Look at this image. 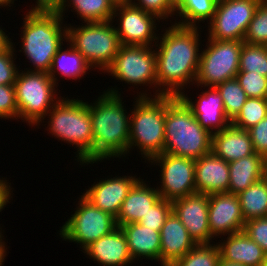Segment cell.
<instances>
[{
  "instance_id": "cell-42",
  "label": "cell",
  "mask_w": 267,
  "mask_h": 266,
  "mask_svg": "<svg viewBox=\"0 0 267 266\" xmlns=\"http://www.w3.org/2000/svg\"><path fill=\"white\" fill-rule=\"evenodd\" d=\"M248 131L255 152L267 160V116Z\"/></svg>"
},
{
  "instance_id": "cell-1",
  "label": "cell",
  "mask_w": 267,
  "mask_h": 266,
  "mask_svg": "<svg viewBox=\"0 0 267 266\" xmlns=\"http://www.w3.org/2000/svg\"><path fill=\"white\" fill-rule=\"evenodd\" d=\"M169 25L161 28V34L154 45L157 96L177 97L185 92L187 87H195L202 43L200 32L204 27L182 26L176 23Z\"/></svg>"
},
{
  "instance_id": "cell-8",
  "label": "cell",
  "mask_w": 267,
  "mask_h": 266,
  "mask_svg": "<svg viewBox=\"0 0 267 266\" xmlns=\"http://www.w3.org/2000/svg\"><path fill=\"white\" fill-rule=\"evenodd\" d=\"M113 24L112 21L67 24V41L98 73H104L112 64L121 46Z\"/></svg>"
},
{
  "instance_id": "cell-26",
  "label": "cell",
  "mask_w": 267,
  "mask_h": 266,
  "mask_svg": "<svg viewBox=\"0 0 267 266\" xmlns=\"http://www.w3.org/2000/svg\"><path fill=\"white\" fill-rule=\"evenodd\" d=\"M228 165V193L231 194H239L267 175V160L257 153L229 162Z\"/></svg>"
},
{
  "instance_id": "cell-30",
  "label": "cell",
  "mask_w": 267,
  "mask_h": 266,
  "mask_svg": "<svg viewBox=\"0 0 267 266\" xmlns=\"http://www.w3.org/2000/svg\"><path fill=\"white\" fill-rule=\"evenodd\" d=\"M237 195L245 222L267 217V175Z\"/></svg>"
},
{
  "instance_id": "cell-13",
  "label": "cell",
  "mask_w": 267,
  "mask_h": 266,
  "mask_svg": "<svg viewBox=\"0 0 267 266\" xmlns=\"http://www.w3.org/2000/svg\"><path fill=\"white\" fill-rule=\"evenodd\" d=\"M158 166L160 183L155 187L161 198L173 201L196 193L195 160L168 153H162L149 161Z\"/></svg>"
},
{
  "instance_id": "cell-10",
  "label": "cell",
  "mask_w": 267,
  "mask_h": 266,
  "mask_svg": "<svg viewBox=\"0 0 267 266\" xmlns=\"http://www.w3.org/2000/svg\"><path fill=\"white\" fill-rule=\"evenodd\" d=\"M77 199L74 213L60 227L59 236L64 241L80 245V251H83L118 226L114 216L94 206L83 195Z\"/></svg>"
},
{
  "instance_id": "cell-33",
  "label": "cell",
  "mask_w": 267,
  "mask_h": 266,
  "mask_svg": "<svg viewBox=\"0 0 267 266\" xmlns=\"http://www.w3.org/2000/svg\"><path fill=\"white\" fill-rule=\"evenodd\" d=\"M220 258V250L216 242L196 244L172 266H217Z\"/></svg>"
},
{
  "instance_id": "cell-49",
  "label": "cell",
  "mask_w": 267,
  "mask_h": 266,
  "mask_svg": "<svg viewBox=\"0 0 267 266\" xmlns=\"http://www.w3.org/2000/svg\"><path fill=\"white\" fill-rule=\"evenodd\" d=\"M114 6L130 4L132 0H110Z\"/></svg>"
},
{
  "instance_id": "cell-11",
  "label": "cell",
  "mask_w": 267,
  "mask_h": 266,
  "mask_svg": "<svg viewBox=\"0 0 267 266\" xmlns=\"http://www.w3.org/2000/svg\"><path fill=\"white\" fill-rule=\"evenodd\" d=\"M201 46L196 86L216 87L226 80L236 78L243 41L214 40L207 38Z\"/></svg>"
},
{
  "instance_id": "cell-36",
  "label": "cell",
  "mask_w": 267,
  "mask_h": 266,
  "mask_svg": "<svg viewBox=\"0 0 267 266\" xmlns=\"http://www.w3.org/2000/svg\"><path fill=\"white\" fill-rule=\"evenodd\" d=\"M236 79L248 98H267V77L251 71H239Z\"/></svg>"
},
{
  "instance_id": "cell-4",
  "label": "cell",
  "mask_w": 267,
  "mask_h": 266,
  "mask_svg": "<svg viewBox=\"0 0 267 266\" xmlns=\"http://www.w3.org/2000/svg\"><path fill=\"white\" fill-rule=\"evenodd\" d=\"M69 98L63 95L41 123H48L45 129L49 136L76 148V163H93V132L88 103L78 97Z\"/></svg>"
},
{
  "instance_id": "cell-44",
  "label": "cell",
  "mask_w": 267,
  "mask_h": 266,
  "mask_svg": "<svg viewBox=\"0 0 267 266\" xmlns=\"http://www.w3.org/2000/svg\"><path fill=\"white\" fill-rule=\"evenodd\" d=\"M9 182L10 181L7 180L6 178H3L2 176L0 177V212L3 211L4 208L6 206H8L7 204L12 202V200H13L14 188H12V186H11L12 184H11V182L10 183ZM2 231L5 232L2 229V226L0 225V233L1 234L3 233Z\"/></svg>"
},
{
  "instance_id": "cell-6",
  "label": "cell",
  "mask_w": 267,
  "mask_h": 266,
  "mask_svg": "<svg viewBox=\"0 0 267 266\" xmlns=\"http://www.w3.org/2000/svg\"><path fill=\"white\" fill-rule=\"evenodd\" d=\"M133 103L128 155H131L130 150L136 148L145 160L143 163L148 164L152 158L164 153L165 95L134 97Z\"/></svg>"
},
{
  "instance_id": "cell-22",
  "label": "cell",
  "mask_w": 267,
  "mask_h": 266,
  "mask_svg": "<svg viewBox=\"0 0 267 266\" xmlns=\"http://www.w3.org/2000/svg\"><path fill=\"white\" fill-rule=\"evenodd\" d=\"M148 183L146 179L140 178L129 191L116 218L118 227L138 223L142 216H145L150 208L161 199L158 189Z\"/></svg>"
},
{
  "instance_id": "cell-27",
  "label": "cell",
  "mask_w": 267,
  "mask_h": 266,
  "mask_svg": "<svg viewBox=\"0 0 267 266\" xmlns=\"http://www.w3.org/2000/svg\"><path fill=\"white\" fill-rule=\"evenodd\" d=\"M65 44H67V46H65ZM92 70L95 71L86 62L84 57L68 41H66L57 50L56 55L53 57L48 74L55 84L59 86L58 81H60L59 78L61 77L62 79H68V81L69 79H72L75 80V82L76 80H79L80 82L82 78H85L84 75Z\"/></svg>"
},
{
  "instance_id": "cell-32",
  "label": "cell",
  "mask_w": 267,
  "mask_h": 266,
  "mask_svg": "<svg viewBox=\"0 0 267 266\" xmlns=\"http://www.w3.org/2000/svg\"><path fill=\"white\" fill-rule=\"evenodd\" d=\"M239 71L252 72L267 77V46L243 42Z\"/></svg>"
},
{
  "instance_id": "cell-25",
  "label": "cell",
  "mask_w": 267,
  "mask_h": 266,
  "mask_svg": "<svg viewBox=\"0 0 267 266\" xmlns=\"http://www.w3.org/2000/svg\"><path fill=\"white\" fill-rule=\"evenodd\" d=\"M120 227L126 236L128 250L133 261L140 262L146 259L160 264V232L139 223H129Z\"/></svg>"
},
{
  "instance_id": "cell-16",
  "label": "cell",
  "mask_w": 267,
  "mask_h": 266,
  "mask_svg": "<svg viewBox=\"0 0 267 266\" xmlns=\"http://www.w3.org/2000/svg\"><path fill=\"white\" fill-rule=\"evenodd\" d=\"M116 174L115 177H106L105 179L100 178L99 181L95 180L91 187L83 191L82 195L90 201L94 206L102 211H105L115 218L119 214L122 203L132 189L134 184L142 177L130 174L128 176H119ZM96 182V183H95Z\"/></svg>"
},
{
  "instance_id": "cell-43",
  "label": "cell",
  "mask_w": 267,
  "mask_h": 266,
  "mask_svg": "<svg viewBox=\"0 0 267 266\" xmlns=\"http://www.w3.org/2000/svg\"><path fill=\"white\" fill-rule=\"evenodd\" d=\"M35 3V5H34ZM31 9H27L29 13H60L64 0H35Z\"/></svg>"
},
{
  "instance_id": "cell-23",
  "label": "cell",
  "mask_w": 267,
  "mask_h": 266,
  "mask_svg": "<svg viewBox=\"0 0 267 266\" xmlns=\"http://www.w3.org/2000/svg\"><path fill=\"white\" fill-rule=\"evenodd\" d=\"M220 257L244 266H264L266 252L244 231L220 237Z\"/></svg>"
},
{
  "instance_id": "cell-40",
  "label": "cell",
  "mask_w": 267,
  "mask_h": 266,
  "mask_svg": "<svg viewBox=\"0 0 267 266\" xmlns=\"http://www.w3.org/2000/svg\"><path fill=\"white\" fill-rule=\"evenodd\" d=\"M18 105L14 85H0V119L18 121Z\"/></svg>"
},
{
  "instance_id": "cell-14",
  "label": "cell",
  "mask_w": 267,
  "mask_h": 266,
  "mask_svg": "<svg viewBox=\"0 0 267 266\" xmlns=\"http://www.w3.org/2000/svg\"><path fill=\"white\" fill-rule=\"evenodd\" d=\"M111 21L116 25L114 27L121 45L154 46L158 32L163 26H159L161 20L155 15L141 10L132 3L115 6Z\"/></svg>"
},
{
  "instance_id": "cell-20",
  "label": "cell",
  "mask_w": 267,
  "mask_h": 266,
  "mask_svg": "<svg viewBox=\"0 0 267 266\" xmlns=\"http://www.w3.org/2000/svg\"><path fill=\"white\" fill-rule=\"evenodd\" d=\"M195 186L197 193L207 195L228 192V162L213 151L195 160Z\"/></svg>"
},
{
  "instance_id": "cell-29",
  "label": "cell",
  "mask_w": 267,
  "mask_h": 266,
  "mask_svg": "<svg viewBox=\"0 0 267 266\" xmlns=\"http://www.w3.org/2000/svg\"><path fill=\"white\" fill-rule=\"evenodd\" d=\"M175 21L178 25L203 27L201 22L208 24L213 19L218 0H176ZM178 16V17H177ZM179 18V21H177ZM202 25V26H201Z\"/></svg>"
},
{
  "instance_id": "cell-51",
  "label": "cell",
  "mask_w": 267,
  "mask_h": 266,
  "mask_svg": "<svg viewBox=\"0 0 267 266\" xmlns=\"http://www.w3.org/2000/svg\"><path fill=\"white\" fill-rule=\"evenodd\" d=\"M3 236H5L4 233H3V234L0 233V239H1Z\"/></svg>"
},
{
  "instance_id": "cell-18",
  "label": "cell",
  "mask_w": 267,
  "mask_h": 266,
  "mask_svg": "<svg viewBox=\"0 0 267 266\" xmlns=\"http://www.w3.org/2000/svg\"><path fill=\"white\" fill-rule=\"evenodd\" d=\"M197 87L203 88L196 96L197 100L194 96H188L187 92H183L179 97L191 109L198 123L211 134L224 130L231 122L226 117L221 94L216 87Z\"/></svg>"
},
{
  "instance_id": "cell-41",
  "label": "cell",
  "mask_w": 267,
  "mask_h": 266,
  "mask_svg": "<svg viewBox=\"0 0 267 266\" xmlns=\"http://www.w3.org/2000/svg\"><path fill=\"white\" fill-rule=\"evenodd\" d=\"M243 231L267 253V217L246 221Z\"/></svg>"
},
{
  "instance_id": "cell-48",
  "label": "cell",
  "mask_w": 267,
  "mask_h": 266,
  "mask_svg": "<svg viewBox=\"0 0 267 266\" xmlns=\"http://www.w3.org/2000/svg\"><path fill=\"white\" fill-rule=\"evenodd\" d=\"M217 266H244V265L237 262L226 261L220 258Z\"/></svg>"
},
{
  "instance_id": "cell-7",
  "label": "cell",
  "mask_w": 267,
  "mask_h": 266,
  "mask_svg": "<svg viewBox=\"0 0 267 266\" xmlns=\"http://www.w3.org/2000/svg\"><path fill=\"white\" fill-rule=\"evenodd\" d=\"M14 86L19 121L32 128H41V121L62 97L58 86L47 72L23 69H19Z\"/></svg>"
},
{
  "instance_id": "cell-21",
  "label": "cell",
  "mask_w": 267,
  "mask_h": 266,
  "mask_svg": "<svg viewBox=\"0 0 267 266\" xmlns=\"http://www.w3.org/2000/svg\"><path fill=\"white\" fill-rule=\"evenodd\" d=\"M160 265L172 266L189 252L196 243L190 237L186 227L172 211L160 230Z\"/></svg>"
},
{
  "instance_id": "cell-45",
  "label": "cell",
  "mask_w": 267,
  "mask_h": 266,
  "mask_svg": "<svg viewBox=\"0 0 267 266\" xmlns=\"http://www.w3.org/2000/svg\"><path fill=\"white\" fill-rule=\"evenodd\" d=\"M5 28H2V25L0 26V52L6 49L10 44L11 40L13 39L10 38V33L7 34Z\"/></svg>"
},
{
  "instance_id": "cell-34",
  "label": "cell",
  "mask_w": 267,
  "mask_h": 266,
  "mask_svg": "<svg viewBox=\"0 0 267 266\" xmlns=\"http://www.w3.org/2000/svg\"><path fill=\"white\" fill-rule=\"evenodd\" d=\"M267 116V98H247L241 111L231 124L249 130Z\"/></svg>"
},
{
  "instance_id": "cell-15",
  "label": "cell",
  "mask_w": 267,
  "mask_h": 266,
  "mask_svg": "<svg viewBox=\"0 0 267 266\" xmlns=\"http://www.w3.org/2000/svg\"><path fill=\"white\" fill-rule=\"evenodd\" d=\"M208 208L209 195L203 193L196 192L172 201V211L186 227L196 244L217 241L210 232Z\"/></svg>"
},
{
  "instance_id": "cell-31",
  "label": "cell",
  "mask_w": 267,
  "mask_h": 266,
  "mask_svg": "<svg viewBox=\"0 0 267 266\" xmlns=\"http://www.w3.org/2000/svg\"><path fill=\"white\" fill-rule=\"evenodd\" d=\"M221 94L226 117L232 122L247 100L246 93L236 78L229 79L216 86Z\"/></svg>"
},
{
  "instance_id": "cell-50",
  "label": "cell",
  "mask_w": 267,
  "mask_h": 266,
  "mask_svg": "<svg viewBox=\"0 0 267 266\" xmlns=\"http://www.w3.org/2000/svg\"><path fill=\"white\" fill-rule=\"evenodd\" d=\"M264 266H267V253H266V256H265V264Z\"/></svg>"
},
{
  "instance_id": "cell-17",
  "label": "cell",
  "mask_w": 267,
  "mask_h": 266,
  "mask_svg": "<svg viewBox=\"0 0 267 266\" xmlns=\"http://www.w3.org/2000/svg\"><path fill=\"white\" fill-rule=\"evenodd\" d=\"M208 221L215 239L242 232L245 220L238 195L228 192L209 195Z\"/></svg>"
},
{
  "instance_id": "cell-2",
  "label": "cell",
  "mask_w": 267,
  "mask_h": 266,
  "mask_svg": "<svg viewBox=\"0 0 267 266\" xmlns=\"http://www.w3.org/2000/svg\"><path fill=\"white\" fill-rule=\"evenodd\" d=\"M115 86L107 88L88 103L93 132V163H79L92 166L114 158H126L130 139V114L126 111L123 96Z\"/></svg>"
},
{
  "instance_id": "cell-19",
  "label": "cell",
  "mask_w": 267,
  "mask_h": 266,
  "mask_svg": "<svg viewBox=\"0 0 267 266\" xmlns=\"http://www.w3.org/2000/svg\"><path fill=\"white\" fill-rule=\"evenodd\" d=\"M86 257L100 266H129L135 263L129 250L126 236L121 227L99 238L82 251Z\"/></svg>"
},
{
  "instance_id": "cell-47",
  "label": "cell",
  "mask_w": 267,
  "mask_h": 266,
  "mask_svg": "<svg viewBox=\"0 0 267 266\" xmlns=\"http://www.w3.org/2000/svg\"><path fill=\"white\" fill-rule=\"evenodd\" d=\"M14 1H17V0H0V8L2 9L5 7L8 9L10 7L8 10H10V9L12 10V8L15 7Z\"/></svg>"
},
{
  "instance_id": "cell-37",
  "label": "cell",
  "mask_w": 267,
  "mask_h": 266,
  "mask_svg": "<svg viewBox=\"0 0 267 266\" xmlns=\"http://www.w3.org/2000/svg\"><path fill=\"white\" fill-rule=\"evenodd\" d=\"M16 45L11 40V44L0 52V85H14L16 76L20 68L16 64ZM16 55V56H15Z\"/></svg>"
},
{
  "instance_id": "cell-5",
  "label": "cell",
  "mask_w": 267,
  "mask_h": 266,
  "mask_svg": "<svg viewBox=\"0 0 267 266\" xmlns=\"http://www.w3.org/2000/svg\"><path fill=\"white\" fill-rule=\"evenodd\" d=\"M164 153L197 160L212 151V134L179 97L165 95Z\"/></svg>"
},
{
  "instance_id": "cell-46",
  "label": "cell",
  "mask_w": 267,
  "mask_h": 266,
  "mask_svg": "<svg viewBox=\"0 0 267 266\" xmlns=\"http://www.w3.org/2000/svg\"><path fill=\"white\" fill-rule=\"evenodd\" d=\"M5 240L6 238L4 236L0 239V266H4L3 264H5L4 262H5L7 253H9V251L7 250L8 247H7Z\"/></svg>"
},
{
  "instance_id": "cell-38",
  "label": "cell",
  "mask_w": 267,
  "mask_h": 266,
  "mask_svg": "<svg viewBox=\"0 0 267 266\" xmlns=\"http://www.w3.org/2000/svg\"><path fill=\"white\" fill-rule=\"evenodd\" d=\"M136 7L141 10L155 15L159 20H161L162 24L173 23V19H175V3L172 0H132L131 2ZM165 20V21H164Z\"/></svg>"
},
{
  "instance_id": "cell-39",
  "label": "cell",
  "mask_w": 267,
  "mask_h": 266,
  "mask_svg": "<svg viewBox=\"0 0 267 266\" xmlns=\"http://www.w3.org/2000/svg\"><path fill=\"white\" fill-rule=\"evenodd\" d=\"M171 212L172 201L161 198L150 208L145 216H142V219L138 223L160 232Z\"/></svg>"
},
{
  "instance_id": "cell-28",
  "label": "cell",
  "mask_w": 267,
  "mask_h": 266,
  "mask_svg": "<svg viewBox=\"0 0 267 266\" xmlns=\"http://www.w3.org/2000/svg\"><path fill=\"white\" fill-rule=\"evenodd\" d=\"M69 9L82 23L107 22L112 20L115 6L110 0H64L60 16L66 19Z\"/></svg>"
},
{
  "instance_id": "cell-35",
  "label": "cell",
  "mask_w": 267,
  "mask_h": 266,
  "mask_svg": "<svg viewBox=\"0 0 267 266\" xmlns=\"http://www.w3.org/2000/svg\"><path fill=\"white\" fill-rule=\"evenodd\" d=\"M267 46V0H262L246 30L244 41Z\"/></svg>"
},
{
  "instance_id": "cell-3",
  "label": "cell",
  "mask_w": 267,
  "mask_h": 266,
  "mask_svg": "<svg viewBox=\"0 0 267 266\" xmlns=\"http://www.w3.org/2000/svg\"><path fill=\"white\" fill-rule=\"evenodd\" d=\"M25 12L19 52L31 65L24 70L48 73L57 50L67 41V24L58 13Z\"/></svg>"
},
{
  "instance_id": "cell-9",
  "label": "cell",
  "mask_w": 267,
  "mask_h": 266,
  "mask_svg": "<svg viewBox=\"0 0 267 266\" xmlns=\"http://www.w3.org/2000/svg\"><path fill=\"white\" fill-rule=\"evenodd\" d=\"M112 76L117 82H124L133 89L139 86H149L151 89L142 87V91L137 90V97L157 96V71L156 54L154 46L121 45L112 64L103 74ZM132 85V86H131ZM136 86V87H135ZM152 92L153 95L151 94Z\"/></svg>"
},
{
  "instance_id": "cell-12",
  "label": "cell",
  "mask_w": 267,
  "mask_h": 266,
  "mask_svg": "<svg viewBox=\"0 0 267 266\" xmlns=\"http://www.w3.org/2000/svg\"><path fill=\"white\" fill-rule=\"evenodd\" d=\"M262 0H218L213 19L205 24L207 38L244 41V36Z\"/></svg>"
},
{
  "instance_id": "cell-24",
  "label": "cell",
  "mask_w": 267,
  "mask_h": 266,
  "mask_svg": "<svg viewBox=\"0 0 267 266\" xmlns=\"http://www.w3.org/2000/svg\"><path fill=\"white\" fill-rule=\"evenodd\" d=\"M212 151L228 163L256 153L249 131L232 124L212 134Z\"/></svg>"
}]
</instances>
